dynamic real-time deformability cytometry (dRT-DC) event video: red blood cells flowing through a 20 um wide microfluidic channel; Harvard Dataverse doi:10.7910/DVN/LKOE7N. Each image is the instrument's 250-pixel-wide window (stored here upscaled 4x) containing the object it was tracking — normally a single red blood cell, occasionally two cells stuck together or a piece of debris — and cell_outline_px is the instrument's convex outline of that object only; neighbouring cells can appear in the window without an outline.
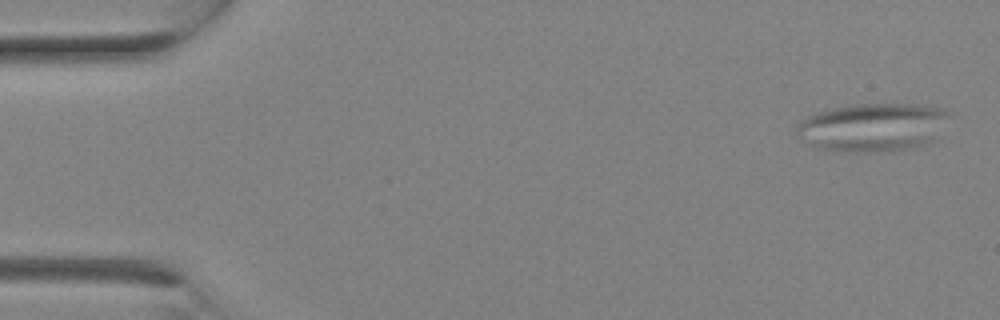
{"species": "Egyptian fruit bat (a non-hibernating species)", "species_latin": "Rousettus aegyptiacus", "temperature_condition": "room temperature", "stored_images_in_passage": 13, "camera_frame_rate_fps": 3000, "um_per_image_px": 0.085, "animal": {"sex": "female"}, "frame": {"image": 1, "passage_image": 1, "time_ms": 0.0, "image_size_px": [1000, 320], "cell_outline_px": [[952, 112], [936, 140], [928, 144], [916, 148], [892, 152], [836, 152], [816, 148], [800, 136], [796, 132], [796, 128], [808, 116], [816, 112], [856, 104], [912, 104], [940, 108]], "centroid_in_image_um": [74.27, 10.85], "position_along_channel_um": 10.7, "area_um2": 43.47}}
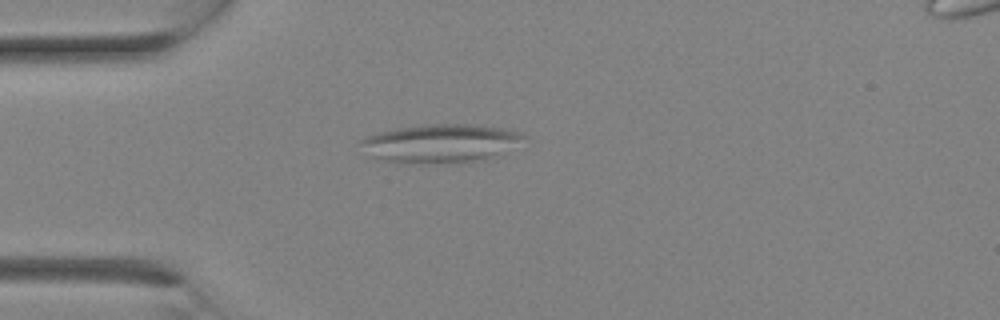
{"frame": {"image": 2, "passage_image": 7, "time_ms": 2.0, "image_size_px": [1000, 320], "cell_outline_px": [[528, 136], [480, 160], [456, 164], [388, 160], [372, 156], [360, 144], [360, 140], [368, 136], [380, 132], [396, 128], [432, 124], [472, 124], [504, 128], [520, 132]], "centroid_in_image_um": [37.41, 12.15], "position_along_channel_um": 47.6, "area_um2": 35.14}}
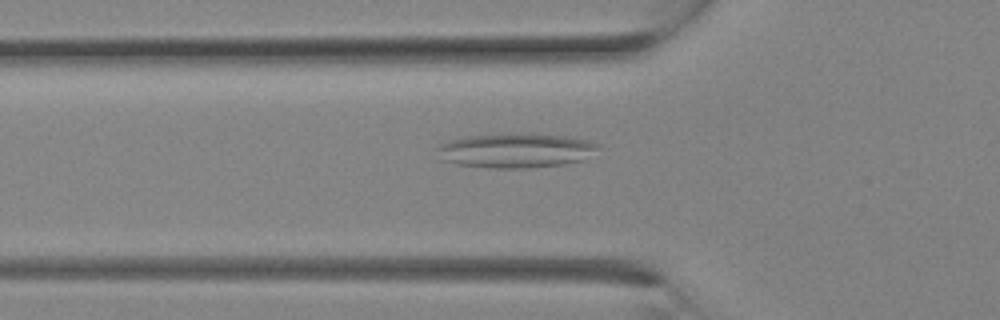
{"frame": {"image": 3, "passage_image": 9, "time_ms": 2.667, "image_size_px": [1000, 320], "cell_outline_px": [[600, 148], [584, 160], [564, 164], [528, 168], [488, 168], [456, 164], [440, 160], [436, 148], [440, 144], [452, 140], [468, 136], [564, 136], [588, 140], [600, 144]], "centroid_in_image_um": [43.84, 12.85], "position_along_channel_um": 82.0, "area_um2": 31.44}}